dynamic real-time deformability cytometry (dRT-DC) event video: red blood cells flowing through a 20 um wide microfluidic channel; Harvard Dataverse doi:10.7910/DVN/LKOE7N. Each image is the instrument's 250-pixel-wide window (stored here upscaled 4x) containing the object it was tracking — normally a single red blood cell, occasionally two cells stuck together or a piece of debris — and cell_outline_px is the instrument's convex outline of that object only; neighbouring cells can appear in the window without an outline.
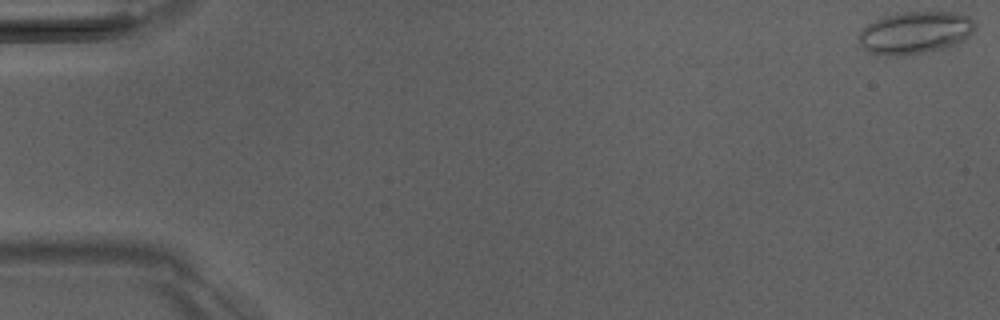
{"species": "Egyptian fruit bat (a non-hibernating species)", "species_latin": "Rousettus aegyptiacus", "temperature_condition": "room temperature", "stored_images_in_passage": 51, "camera_frame_rate_fps": 3000, "um_per_image_px": 0.085, "animal": {"sex": "male"}, "frame": {"image": 1, "passage_image": 1, "time_ms": 0.0, "image_size_px": [1000, 320], "cell_outline_px": [[976, 24], [972, 32], [964, 40], [956, 44], [940, 48], [904, 56], [888, 56], [868, 52], [860, 44], [856, 36], [868, 24], [876, 20], [888, 16], [904, 12], [952, 12], [968, 16]], "centroid_in_image_um": [77.76, 2.78], "position_along_channel_um": 7.2, "area_um2": 28.38}}
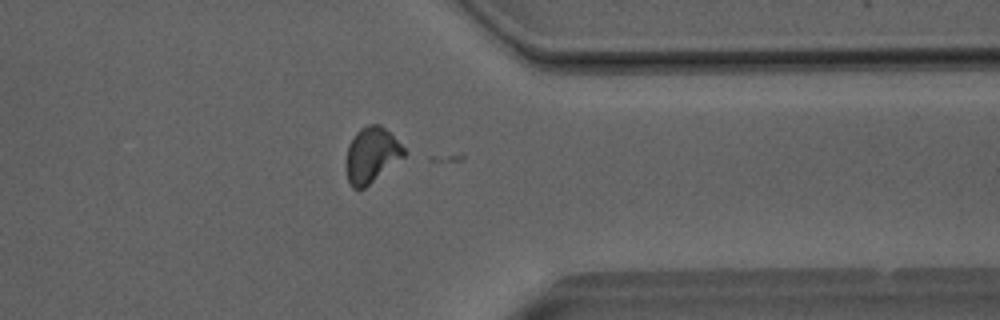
{"frame": {"image": 2, "passage_image": 41, "time_ms": 13.333, "image_size_px": [1000, 320], "cell_outline_px": [[408, 152], [404, 156], [364, 188], [352, 188], [348, 180], [344, 164], [348, 144], [356, 132], [360, 128], [368, 124], [380, 124]], "centroid_in_image_um": [31.53, 13.17], "position_along_channel_um": 379.9, "area_um2": 18.61}}
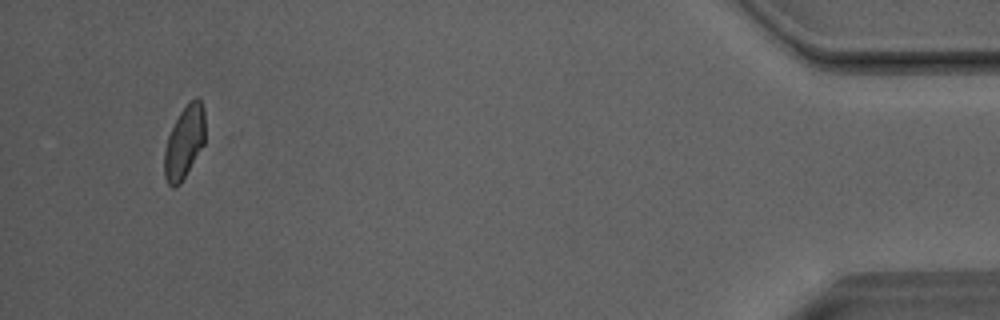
{"frame": {"image": 3, "passage_image": 49, "time_ms": 16.0, "image_size_px": [1000, 320], "cell_outline_px": [[204, 144], [180, 184], [176, 188], [172, 188], [168, 184], [164, 176], [164, 148], [168, 136], [180, 112], [196, 96], [200, 100], [204, 108]], "centroid_in_image_um": [15.65, 12.13], "position_along_channel_um": 419.5, "area_um2": 17.11}}